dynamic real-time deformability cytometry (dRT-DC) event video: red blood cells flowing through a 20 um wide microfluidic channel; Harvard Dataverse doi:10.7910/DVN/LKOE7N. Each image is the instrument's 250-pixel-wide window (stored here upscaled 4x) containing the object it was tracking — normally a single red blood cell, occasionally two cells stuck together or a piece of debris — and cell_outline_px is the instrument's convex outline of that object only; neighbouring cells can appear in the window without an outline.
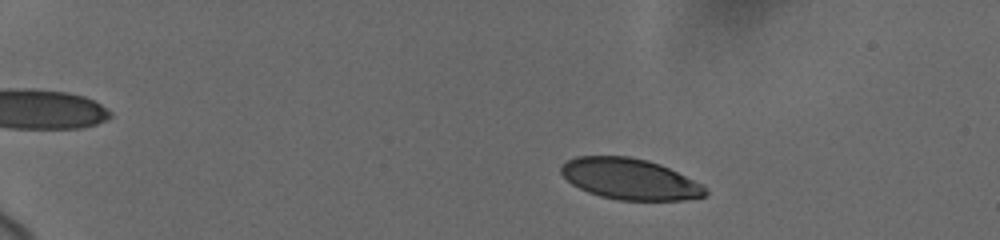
{"species": "human", "species_latin": "Homo sapiens", "temperature_condition": "cold", "stored_images_in_passage": 38, "camera_frame_rate_fps": 3000, "um_per_image_px": 0.085, "donor": {"sex": "female"}, "frame": {"image": 1, "passage_image": 12, "time_ms": 2.667, "image_size_px": [1000, 240], "cell_outline_px": [[708, 192], [704, 196], [684, 200], [616, 200], [600, 196], [588, 192], [572, 184], [560, 172], [560, 164], [576, 156], [628, 156], [648, 160], [660, 164], [708, 188]], "centroid_in_image_um": [53.5, 15.21], "position_along_channel_um": 31.5, "area_um2": 34.33}}